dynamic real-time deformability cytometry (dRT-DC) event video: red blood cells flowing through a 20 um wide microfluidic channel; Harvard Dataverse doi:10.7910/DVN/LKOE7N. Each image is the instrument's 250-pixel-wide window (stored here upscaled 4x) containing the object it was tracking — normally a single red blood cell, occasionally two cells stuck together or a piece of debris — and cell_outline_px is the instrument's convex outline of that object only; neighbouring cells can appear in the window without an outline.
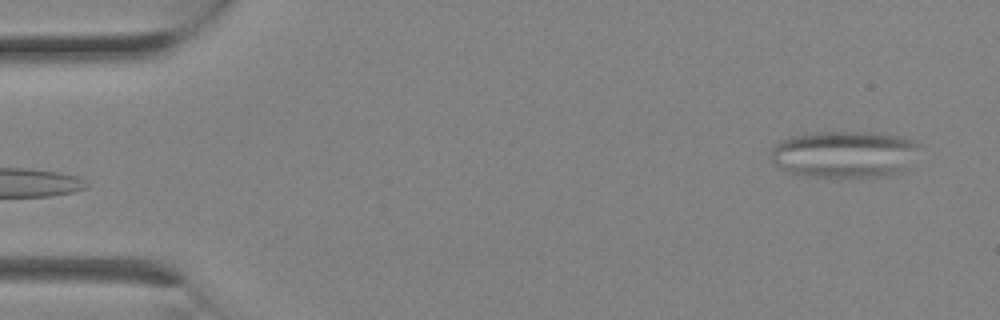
{"species": "Egyptian fruit bat (a non-hibernating species)", "species_latin": "Rousettus aegyptiacus", "temperature_condition": "room temperature", "stored_images_in_passage": 2, "camera_frame_rate_fps": 3000, "um_per_image_px": 0.085, "animal": {"sex": "female"}, "frame": {"image": 1, "passage_image": 1, "time_ms": 0.0, "image_size_px": [1000, 320], "cell_outline_px": [[920, 144], [908, 168], [900, 172], [888, 176], [872, 180], [792, 176], [772, 164], [772, 148], [780, 140], [788, 136], [816, 132], [880, 132], [916, 140]], "centroid_in_image_um": [71.76, 13.17], "position_along_channel_um": 13.2, "area_um2": 42.54}}